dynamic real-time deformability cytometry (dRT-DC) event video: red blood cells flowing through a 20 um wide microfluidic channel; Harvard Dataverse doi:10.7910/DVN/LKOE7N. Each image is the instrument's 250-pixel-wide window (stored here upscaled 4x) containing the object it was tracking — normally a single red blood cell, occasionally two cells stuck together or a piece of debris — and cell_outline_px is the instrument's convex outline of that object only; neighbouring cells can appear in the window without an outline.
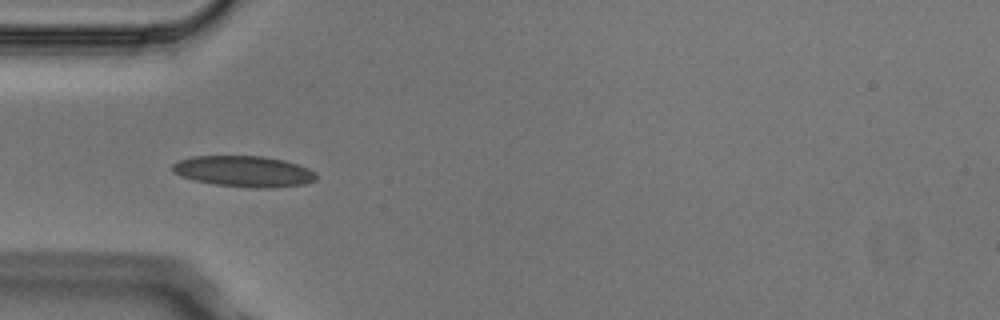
{"species": "Egyptian fruit bat (a non-hibernating species)", "species_latin": "Rousettus aegyptiacus", "temperature_condition": "cold", "stored_images_in_passage": 8, "camera_frame_rate_fps": 3000, "um_per_image_px": 0.085, "animal": {"sex": "male"}, "frame": {"image": 1, "passage_image": 3, "time_ms": 0.667, "image_size_px": [1000, 320], "cell_outline_px": [[316, 180], [304, 184], [272, 188], [252, 188], [216, 184], [196, 180], [180, 176], [172, 172], [172, 164], [180, 160], [192, 156], [264, 156], [284, 160], [308, 168], [316, 172]], "centroid_in_image_um": [20.74, 14.56], "position_along_channel_um": 64.3, "area_um2": 25.95}}
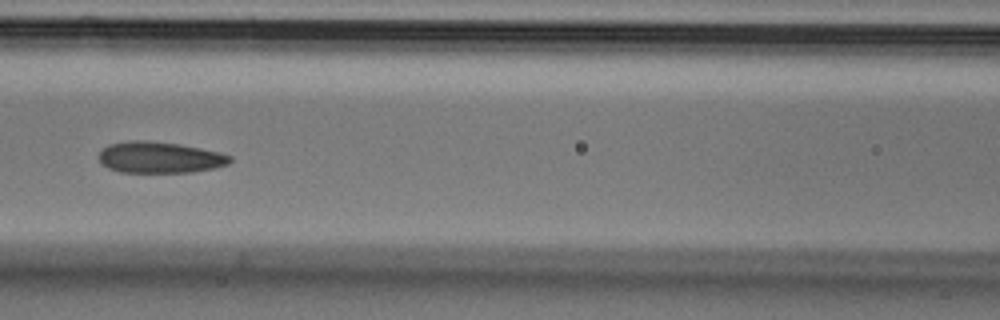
{"frame": {"image": 2, "passage_image": 5, "time_ms": 1.333, "image_size_px": [1000, 320], "cell_outline_px": [[232, 160], [228, 164], [212, 168], [192, 172], [120, 172], [108, 168], [100, 164], [100, 152], [108, 144], [128, 140], [148, 140], [180, 144], [220, 152], [232, 156]], "centroid_in_image_um": [13.56, 13.37], "position_along_channel_um": 153.0, "area_um2": 23.99}}
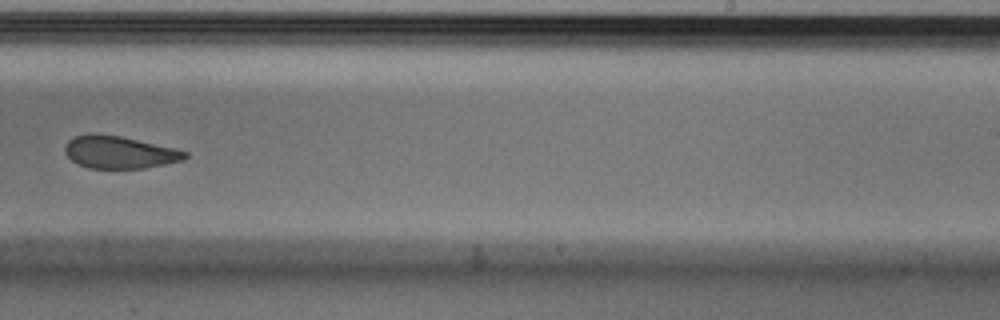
{"frame": {"image": 3, "passage_image": 8, "time_ms": 2.333, "image_size_px": [1000, 320], "cell_outline_px": [[188, 156], [184, 160], [144, 168], [88, 168], [72, 160], [64, 152], [64, 148], [68, 140], [72, 136], [88, 132], [96, 132], [120, 136], [176, 148], [188, 152]], "centroid_in_image_um": [10.12, 12.91], "position_along_channel_um": 278.9, "area_um2": 22.95}}